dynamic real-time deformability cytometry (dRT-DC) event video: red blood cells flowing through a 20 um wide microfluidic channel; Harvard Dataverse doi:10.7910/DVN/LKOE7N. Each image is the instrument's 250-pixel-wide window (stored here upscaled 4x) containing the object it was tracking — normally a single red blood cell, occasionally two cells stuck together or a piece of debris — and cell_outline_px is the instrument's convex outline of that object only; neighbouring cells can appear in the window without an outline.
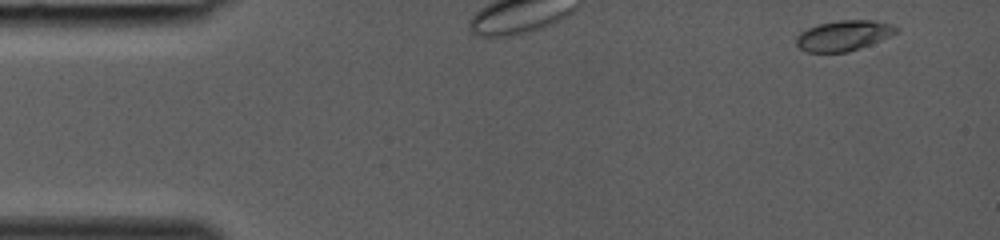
{"species": "common noctule bat (a hibernating species)", "species_latin": "Nyctalus noctula", "temperature_condition": "room temperature", "stored_images_in_passage": 29, "segment_of_instrument_passage": [1, 2], "camera_frame_rate_fps": 3000, "um_per_image_px": 0.085, "animal": {"sex": "female", "body_mass_g": 19.0, "forearm_length_mm": 53.3}, "frame": {"image": 1, "passage_image": 1, "time_ms": 0.0, "image_size_px": [1000, 240], "cell_outline_px": [[900, 28], [896, 32], [880, 40], [860, 48], [848, 52], [808, 52], [800, 48], [796, 44], [796, 36], [800, 32], [808, 28], [820, 24], [840, 20], [872, 20], [892, 24]], "centroid_in_image_um": [71.69, 3.02], "position_along_channel_um": 13.3, "area_um2": 17.51}}
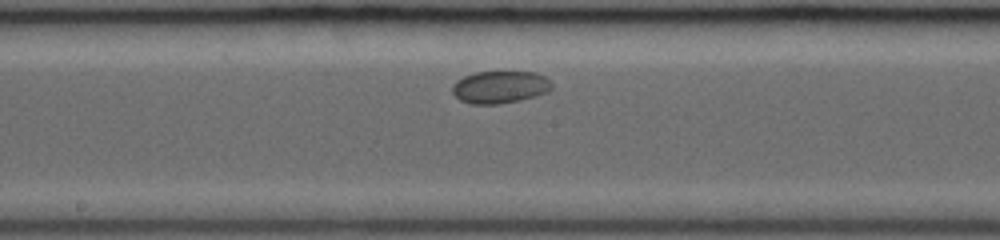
{"frame": {"image": 2, "passage_image": 14, "time_ms": 4.333, "image_size_px": [1000, 240], "cell_outline_px": [[552, 88], [548, 92], [520, 100], [500, 104], [472, 104], [460, 100], [452, 92], [452, 84], [456, 80], [464, 76], [476, 72], [536, 72], [544, 76], [552, 84]], "centroid_in_image_um": [42.48, 7.4], "position_along_channel_um": 205.7, "area_um2": 18.79}}
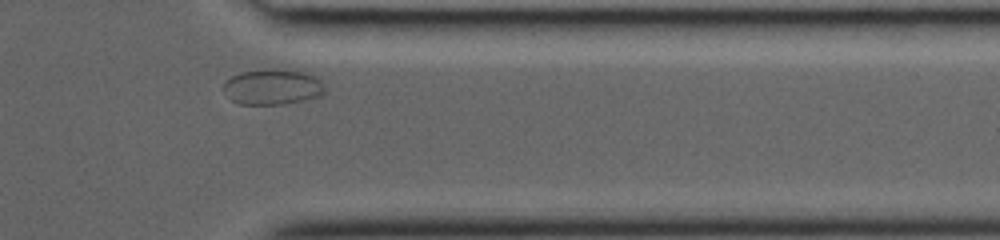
{"frame": {"image": 3, "passage_image": 26, "time_ms": 8.333, "image_size_px": [1000, 240], "cell_outline_px": [[324, 92], [320, 96], [284, 104], [240, 104], [232, 100], [224, 92], [224, 80], [240, 72], [304, 72], [316, 76], [324, 84]], "centroid_in_image_um": [23.16, 7.44], "position_along_channel_um": 388.2, "area_um2": 20.11}}